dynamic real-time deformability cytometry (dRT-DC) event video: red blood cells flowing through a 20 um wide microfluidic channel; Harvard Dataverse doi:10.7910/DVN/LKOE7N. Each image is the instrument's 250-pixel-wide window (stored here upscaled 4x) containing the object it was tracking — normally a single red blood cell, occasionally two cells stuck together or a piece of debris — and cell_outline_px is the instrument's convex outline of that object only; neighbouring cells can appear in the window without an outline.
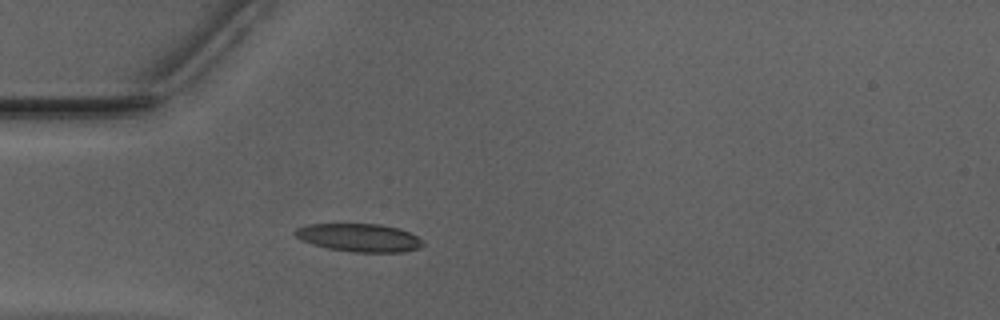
{"species": "Egyptian fruit bat (a non-hibernating species)", "species_latin": "Rousettus aegyptiacus", "temperature_condition": "warm", "stored_images_in_passage": 32, "camera_frame_rate_fps": 3000, "um_per_image_px": 0.085, "animal": {"sex": "male"}, "frame": {"image": 1, "passage_image": 4, "time_ms": 1.0, "image_size_px": [1000, 320], "cell_outline_px": [[424, 244], [420, 248], [400, 252], [352, 252], [328, 248], [312, 244], [300, 240], [292, 232], [296, 228], [308, 224], [380, 224], [396, 228], [408, 232], [424, 240]], "centroid_in_image_um": [30.51, 20.2], "position_along_channel_um": 54.5, "area_um2": 20.92}}
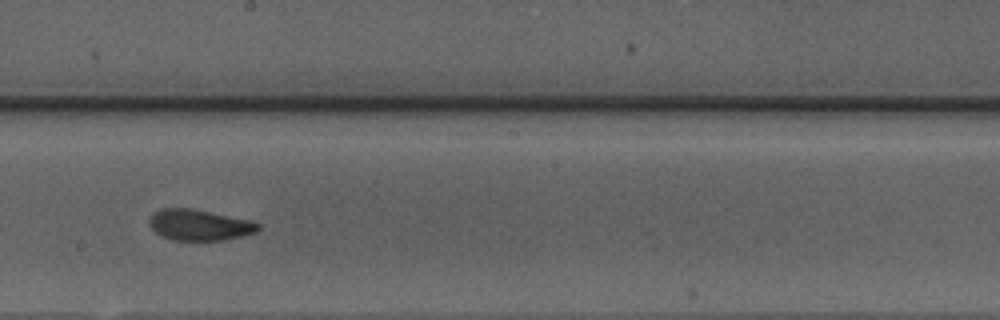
{"frame": {"image": 2, "passage_image": 18, "time_ms": 5.667, "image_size_px": [1000, 320], "cell_outline_px": [[260, 228], [256, 232], [244, 236], [224, 240], [172, 240], [160, 236], [152, 228], [148, 220], [152, 212], [160, 208], [192, 208], [248, 220], [260, 224]], "centroid_in_image_um": [16.91, 19.12], "position_along_channel_um": 231.3, "area_um2": 19.71}}
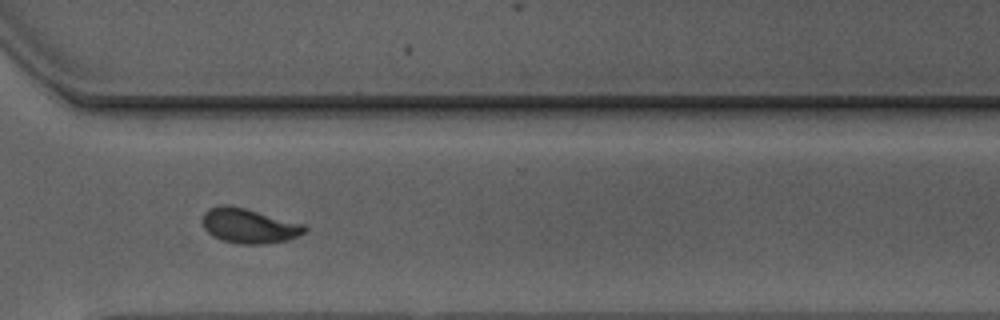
{"frame": {"image": 3, "passage_image": 27, "time_ms": 8.667, "image_size_px": [1000, 320], "cell_outline_px": [[308, 232], [288, 240], [264, 244], [240, 244], [220, 240], [212, 236], [204, 228], [200, 220], [204, 212], [208, 208], [220, 204], [228, 204], [244, 208], [304, 224], [308, 228]], "centroid_in_image_um": [21.13, 19.19], "position_along_channel_um": 349.5, "area_um2": 21.04}, "authors_computed_cell_mechanics": {"area_um2": 20.0855, "velocity_mm_per_s": 3.9411, "shape_relaxation_time_tau1_ms": 8.0743, "shape_relaxation_time_tau2_ms": 1.6118, "deformation_change_tau1": 0.1909, "deformation_change_tau2": 0.0884}}